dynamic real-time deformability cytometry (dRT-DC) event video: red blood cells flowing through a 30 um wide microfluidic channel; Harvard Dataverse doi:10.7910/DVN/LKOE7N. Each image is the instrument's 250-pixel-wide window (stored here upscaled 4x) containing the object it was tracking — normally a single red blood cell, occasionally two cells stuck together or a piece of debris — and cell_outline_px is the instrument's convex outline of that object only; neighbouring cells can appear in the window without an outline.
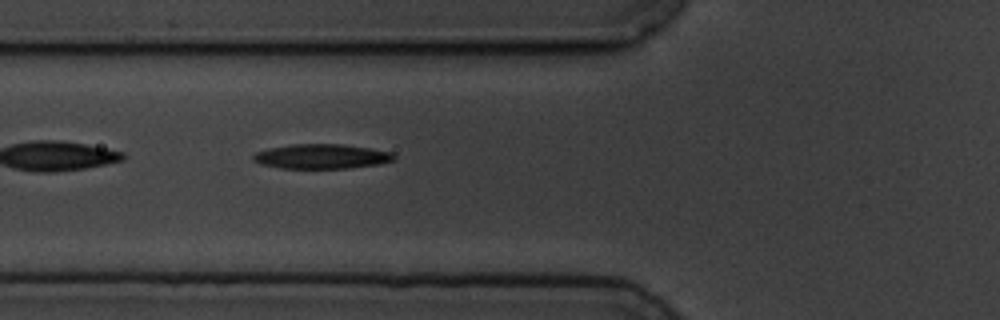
{"species": "common noctule bat (a hibernating species)", "species_latin": "Nyctalus noctula", "temperature_condition": "cold", "stored_images_in_passage": 5, "camera_frame_rate_fps": 3000, "um_per_image_px": 0.085, "animal": {"sex": "male", "body_mass_g": 19.5, "forearm_length_mm": 54.6}, "frame": {"image": 1, "passage_image": 5, "time_ms": 5.667, "image_size_px": [1000, 320], "cell_outline_px": [[396, 160], [380, 164], [348, 168], [280, 168], [260, 164], [252, 160], [252, 156], [256, 152], [268, 148], [292, 144], [340, 144], [368, 148], [392, 152], [396, 156]], "centroid_in_image_um": [27.33, 13.3], "position_along_channel_um": 98.5, "area_um2": 20.29}}